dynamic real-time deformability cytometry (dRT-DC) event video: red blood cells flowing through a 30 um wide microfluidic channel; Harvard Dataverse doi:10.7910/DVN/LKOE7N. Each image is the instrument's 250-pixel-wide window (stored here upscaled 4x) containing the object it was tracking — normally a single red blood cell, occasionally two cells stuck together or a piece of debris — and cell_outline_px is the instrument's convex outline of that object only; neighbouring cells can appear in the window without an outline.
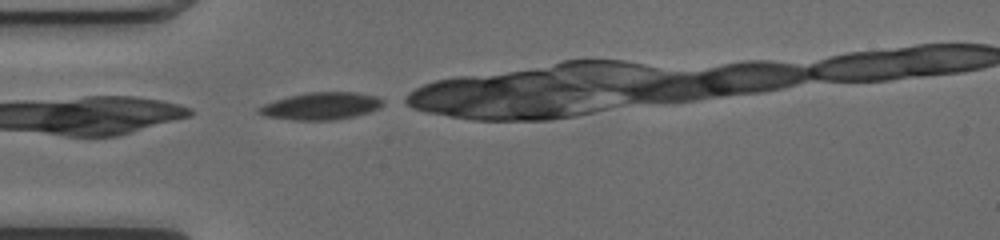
{"species": "common noctule bat (a hibernating species)", "species_latin": "Nyctalus noctula", "temperature_condition": "cold", "stored_images_in_passage": 9, "camera_frame_rate_fps": 3000, "um_per_image_px": 0.085, "animal": {"sex": "female", "body_mass_g": 17.0, "forearm_length_mm": 48.0}, "frame": {"image": 1, "passage_image": 1, "time_ms": 0.0, "image_size_px": [1000, 240], "cell_outline_px": [[384, 104], [380, 108], [356, 116], [336, 120], [292, 120], [264, 116], [256, 112], [256, 108], [264, 104], [288, 96], [308, 92], [356, 92], [376, 96], [384, 100]], "centroid_in_image_um": [27.29, 9.02], "position_along_channel_um": 57.7, "area_um2": 19.94}}
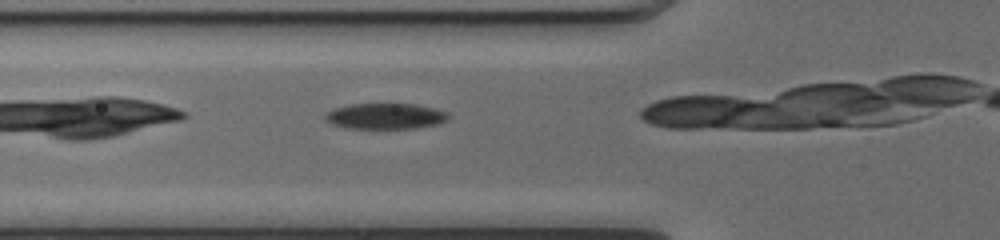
{"frame": {"image": 2, "passage_image": 4, "time_ms": 1.0, "image_size_px": [1000, 240], "cell_outline_px": [[448, 120], [436, 124], [416, 128], [348, 128], [332, 124], [324, 120], [324, 116], [332, 108], [348, 104], [416, 104], [448, 112]], "centroid_in_image_um": [32.72, 9.87], "position_along_channel_um": 93.1, "area_um2": 18.5}}
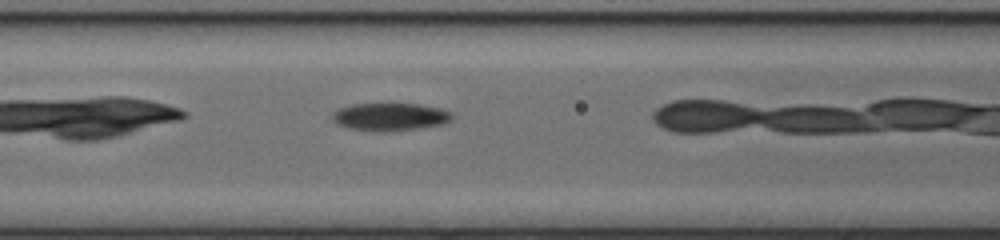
{"frame": {"image": 3, "passage_image": 7, "time_ms": 2.0, "image_size_px": [1000, 240], "cell_outline_px": [[452, 120], [440, 124], [420, 128], [388, 132], [372, 132], [348, 128], [336, 124], [332, 120], [332, 112], [340, 108], [352, 104], [420, 104], [440, 108], [452, 112]], "centroid_in_image_um": [33.12, 9.94], "position_along_channel_um": 133.5, "area_um2": 19.59}}